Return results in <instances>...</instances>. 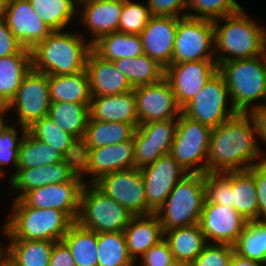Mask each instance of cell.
I'll list each match as a JSON object with an SVG mask.
<instances>
[{"label": "cell", "instance_id": "6da1fadb", "mask_svg": "<svg viewBox=\"0 0 266 266\" xmlns=\"http://www.w3.org/2000/svg\"><path fill=\"white\" fill-rule=\"evenodd\" d=\"M261 149L252 118L239 113L212 128L206 172L249 169L265 157Z\"/></svg>", "mask_w": 266, "mask_h": 266}, {"label": "cell", "instance_id": "7a4b0ae2", "mask_svg": "<svg viewBox=\"0 0 266 266\" xmlns=\"http://www.w3.org/2000/svg\"><path fill=\"white\" fill-rule=\"evenodd\" d=\"M83 33L52 31L31 50L32 69L47 75H72L86 70L92 44Z\"/></svg>", "mask_w": 266, "mask_h": 266}, {"label": "cell", "instance_id": "3957f363", "mask_svg": "<svg viewBox=\"0 0 266 266\" xmlns=\"http://www.w3.org/2000/svg\"><path fill=\"white\" fill-rule=\"evenodd\" d=\"M213 23L217 65L264 54L266 27L257 23L256 18L253 20L250 14L244 11V7Z\"/></svg>", "mask_w": 266, "mask_h": 266}, {"label": "cell", "instance_id": "277c9868", "mask_svg": "<svg viewBox=\"0 0 266 266\" xmlns=\"http://www.w3.org/2000/svg\"><path fill=\"white\" fill-rule=\"evenodd\" d=\"M10 206L12 209L0 229L6 240L61 241L74 223L58 209L30 207L21 199L11 200Z\"/></svg>", "mask_w": 266, "mask_h": 266}, {"label": "cell", "instance_id": "5b68a950", "mask_svg": "<svg viewBox=\"0 0 266 266\" xmlns=\"http://www.w3.org/2000/svg\"><path fill=\"white\" fill-rule=\"evenodd\" d=\"M218 73L224 78L231 101L238 113L248 114L252 109L266 103L264 54L219 63Z\"/></svg>", "mask_w": 266, "mask_h": 266}, {"label": "cell", "instance_id": "8992f818", "mask_svg": "<svg viewBox=\"0 0 266 266\" xmlns=\"http://www.w3.org/2000/svg\"><path fill=\"white\" fill-rule=\"evenodd\" d=\"M205 200L204 173L186 174L155 213L163 232L198 224Z\"/></svg>", "mask_w": 266, "mask_h": 266}, {"label": "cell", "instance_id": "52a82bcc", "mask_svg": "<svg viewBox=\"0 0 266 266\" xmlns=\"http://www.w3.org/2000/svg\"><path fill=\"white\" fill-rule=\"evenodd\" d=\"M133 215L94 183H85L77 223L96 233L123 232Z\"/></svg>", "mask_w": 266, "mask_h": 266}, {"label": "cell", "instance_id": "ba28073f", "mask_svg": "<svg viewBox=\"0 0 266 266\" xmlns=\"http://www.w3.org/2000/svg\"><path fill=\"white\" fill-rule=\"evenodd\" d=\"M212 128L183 113L178 117L171 156L187 173H205Z\"/></svg>", "mask_w": 266, "mask_h": 266}, {"label": "cell", "instance_id": "9c48e42d", "mask_svg": "<svg viewBox=\"0 0 266 266\" xmlns=\"http://www.w3.org/2000/svg\"><path fill=\"white\" fill-rule=\"evenodd\" d=\"M182 113L211 128L239 114L233 106L225 80L218 72L182 108Z\"/></svg>", "mask_w": 266, "mask_h": 266}, {"label": "cell", "instance_id": "30bf717a", "mask_svg": "<svg viewBox=\"0 0 266 266\" xmlns=\"http://www.w3.org/2000/svg\"><path fill=\"white\" fill-rule=\"evenodd\" d=\"M201 60H216L213 21L178 17L172 64Z\"/></svg>", "mask_w": 266, "mask_h": 266}, {"label": "cell", "instance_id": "8fae6325", "mask_svg": "<svg viewBox=\"0 0 266 266\" xmlns=\"http://www.w3.org/2000/svg\"><path fill=\"white\" fill-rule=\"evenodd\" d=\"M50 104L48 75L31 68L23 77L7 111L16 113L17 121L13 120V123L28 129L36 121L48 116Z\"/></svg>", "mask_w": 266, "mask_h": 266}, {"label": "cell", "instance_id": "7c38bea8", "mask_svg": "<svg viewBox=\"0 0 266 266\" xmlns=\"http://www.w3.org/2000/svg\"><path fill=\"white\" fill-rule=\"evenodd\" d=\"M80 152V174L84 183H94L105 174L134 167L133 138L111 146L80 148Z\"/></svg>", "mask_w": 266, "mask_h": 266}, {"label": "cell", "instance_id": "4fadbf2b", "mask_svg": "<svg viewBox=\"0 0 266 266\" xmlns=\"http://www.w3.org/2000/svg\"><path fill=\"white\" fill-rule=\"evenodd\" d=\"M94 184L131 215H146V193L140 169L133 167L105 174Z\"/></svg>", "mask_w": 266, "mask_h": 266}, {"label": "cell", "instance_id": "5bb4252c", "mask_svg": "<svg viewBox=\"0 0 266 266\" xmlns=\"http://www.w3.org/2000/svg\"><path fill=\"white\" fill-rule=\"evenodd\" d=\"M178 119L151 121L135 129L134 167L142 169L168 154L174 140Z\"/></svg>", "mask_w": 266, "mask_h": 266}, {"label": "cell", "instance_id": "9a60e30c", "mask_svg": "<svg viewBox=\"0 0 266 266\" xmlns=\"http://www.w3.org/2000/svg\"><path fill=\"white\" fill-rule=\"evenodd\" d=\"M140 171L146 193V215L156 213L175 185L188 174L170 153Z\"/></svg>", "mask_w": 266, "mask_h": 266}, {"label": "cell", "instance_id": "2e32d148", "mask_svg": "<svg viewBox=\"0 0 266 266\" xmlns=\"http://www.w3.org/2000/svg\"><path fill=\"white\" fill-rule=\"evenodd\" d=\"M81 159H64L58 163L35 168L17 169L9 180L10 200L21 199L28 191L48 185L71 182L80 173ZM15 192L13 194L12 192ZM14 198V199H13Z\"/></svg>", "mask_w": 266, "mask_h": 266}, {"label": "cell", "instance_id": "e0dca14e", "mask_svg": "<svg viewBox=\"0 0 266 266\" xmlns=\"http://www.w3.org/2000/svg\"><path fill=\"white\" fill-rule=\"evenodd\" d=\"M133 91L138 125L151 121L178 119L182 113V108L165 78L154 84L134 87Z\"/></svg>", "mask_w": 266, "mask_h": 266}, {"label": "cell", "instance_id": "ac0fdd59", "mask_svg": "<svg viewBox=\"0 0 266 266\" xmlns=\"http://www.w3.org/2000/svg\"><path fill=\"white\" fill-rule=\"evenodd\" d=\"M217 72L216 60L186 61L166 67L164 78L183 108Z\"/></svg>", "mask_w": 266, "mask_h": 266}, {"label": "cell", "instance_id": "d6986e66", "mask_svg": "<svg viewBox=\"0 0 266 266\" xmlns=\"http://www.w3.org/2000/svg\"><path fill=\"white\" fill-rule=\"evenodd\" d=\"M84 184L79 173L71 182L48 184L28 191L21 200L30 207L58 209L73 222H76L79 216L80 196Z\"/></svg>", "mask_w": 266, "mask_h": 266}, {"label": "cell", "instance_id": "ffe728a7", "mask_svg": "<svg viewBox=\"0 0 266 266\" xmlns=\"http://www.w3.org/2000/svg\"><path fill=\"white\" fill-rule=\"evenodd\" d=\"M246 223L234 207L205 200L199 224L207 243L234 246Z\"/></svg>", "mask_w": 266, "mask_h": 266}, {"label": "cell", "instance_id": "44dd1931", "mask_svg": "<svg viewBox=\"0 0 266 266\" xmlns=\"http://www.w3.org/2000/svg\"><path fill=\"white\" fill-rule=\"evenodd\" d=\"M123 0H79L77 17L89 31L93 44L101 36L118 31Z\"/></svg>", "mask_w": 266, "mask_h": 266}, {"label": "cell", "instance_id": "7402d4cb", "mask_svg": "<svg viewBox=\"0 0 266 266\" xmlns=\"http://www.w3.org/2000/svg\"><path fill=\"white\" fill-rule=\"evenodd\" d=\"M4 22L19 43L29 50L52 32L36 14L29 0H9Z\"/></svg>", "mask_w": 266, "mask_h": 266}, {"label": "cell", "instance_id": "603a6c76", "mask_svg": "<svg viewBox=\"0 0 266 266\" xmlns=\"http://www.w3.org/2000/svg\"><path fill=\"white\" fill-rule=\"evenodd\" d=\"M178 17L151 15L140 33L144 53L166 68L172 64V56Z\"/></svg>", "mask_w": 266, "mask_h": 266}, {"label": "cell", "instance_id": "cb8c5ba5", "mask_svg": "<svg viewBox=\"0 0 266 266\" xmlns=\"http://www.w3.org/2000/svg\"><path fill=\"white\" fill-rule=\"evenodd\" d=\"M86 70L92 97L122 94L134 89L113 61L101 58L93 50L88 55Z\"/></svg>", "mask_w": 266, "mask_h": 266}, {"label": "cell", "instance_id": "d4e9b609", "mask_svg": "<svg viewBox=\"0 0 266 266\" xmlns=\"http://www.w3.org/2000/svg\"><path fill=\"white\" fill-rule=\"evenodd\" d=\"M89 115L91 120L129 123L137 128L138 115L134 91L93 96L89 105Z\"/></svg>", "mask_w": 266, "mask_h": 266}, {"label": "cell", "instance_id": "484cf974", "mask_svg": "<svg viewBox=\"0 0 266 266\" xmlns=\"http://www.w3.org/2000/svg\"><path fill=\"white\" fill-rule=\"evenodd\" d=\"M129 256L136 263L142 255L164 238V232L155 213L133 216L123 231Z\"/></svg>", "mask_w": 266, "mask_h": 266}, {"label": "cell", "instance_id": "4316f807", "mask_svg": "<svg viewBox=\"0 0 266 266\" xmlns=\"http://www.w3.org/2000/svg\"><path fill=\"white\" fill-rule=\"evenodd\" d=\"M31 50L0 58V104L7 107L15 97L23 77L31 70Z\"/></svg>", "mask_w": 266, "mask_h": 266}, {"label": "cell", "instance_id": "83f0119b", "mask_svg": "<svg viewBox=\"0 0 266 266\" xmlns=\"http://www.w3.org/2000/svg\"><path fill=\"white\" fill-rule=\"evenodd\" d=\"M51 102L90 104V84L87 70L72 75H48Z\"/></svg>", "mask_w": 266, "mask_h": 266}, {"label": "cell", "instance_id": "f1b7e54d", "mask_svg": "<svg viewBox=\"0 0 266 266\" xmlns=\"http://www.w3.org/2000/svg\"><path fill=\"white\" fill-rule=\"evenodd\" d=\"M27 131L36 139L51 146L66 159H81L80 142L63 131L48 116L36 121Z\"/></svg>", "mask_w": 266, "mask_h": 266}, {"label": "cell", "instance_id": "f546056e", "mask_svg": "<svg viewBox=\"0 0 266 266\" xmlns=\"http://www.w3.org/2000/svg\"><path fill=\"white\" fill-rule=\"evenodd\" d=\"M135 127L129 123L96 121L89 118L80 148L111 146L130 140Z\"/></svg>", "mask_w": 266, "mask_h": 266}, {"label": "cell", "instance_id": "4dcf8cb0", "mask_svg": "<svg viewBox=\"0 0 266 266\" xmlns=\"http://www.w3.org/2000/svg\"><path fill=\"white\" fill-rule=\"evenodd\" d=\"M92 50L109 61L131 59L144 54L140 34H126L119 31L101 36L92 44Z\"/></svg>", "mask_w": 266, "mask_h": 266}, {"label": "cell", "instance_id": "1f68e13d", "mask_svg": "<svg viewBox=\"0 0 266 266\" xmlns=\"http://www.w3.org/2000/svg\"><path fill=\"white\" fill-rule=\"evenodd\" d=\"M164 239L177 261L193 263L208 244L200 224L175 228L164 232Z\"/></svg>", "mask_w": 266, "mask_h": 266}, {"label": "cell", "instance_id": "d6a6232c", "mask_svg": "<svg viewBox=\"0 0 266 266\" xmlns=\"http://www.w3.org/2000/svg\"><path fill=\"white\" fill-rule=\"evenodd\" d=\"M232 207L246 220H258V198L254 172L232 171Z\"/></svg>", "mask_w": 266, "mask_h": 266}, {"label": "cell", "instance_id": "836d02e7", "mask_svg": "<svg viewBox=\"0 0 266 266\" xmlns=\"http://www.w3.org/2000/svg\"><path fill=\"white\" fill-rule=\"evenodd\" d=\"M5 242L1 243V249L18 266H49L54 242L45 240H5Z\"/></svg>", "mask_w": 266, "mask_h": 266}, {"label": "cell", "instance_id": "e575fe53", "mask_svg": "<svg viewBox=\"0 0 266 266\" xmlns=\"http://www.w3.org/2000/svg\"><path fill=\"white\" fill-rule=\"evenodd\" d=\"M89 105L70 102H51L48 117L63 131L71 134L81 142L90 118Z\"/></svg>", "mask_w": 266, "mask_h": 266}, {"label": "cell", "instance_id": "d590c367", "mask_svg": "<svg viewBox=\"0 0 266 266\" xmlns=\"http://www.w3.org/2000/svg\"><path fill=\"white\" fill-rule=\"evenodd\" d=\"M113 63L126 76L133 88L154 84L164 78L165 68L145 53L131 59L114 60Z\"/></svg>", "mask_w": 266, "mask_h": 266}, {"label": "cell", "instance_id": "8d00e7d4", "mask_svg": "<svg viewBox=\"0 0 266 266\" xmlns=\"http://www.w3.org/2000/svg\"><path fill=\"white\" fill-rule=\"evenodd\" d=\"M62 241L69 248L76 266H98L97 233L74 222Z\"/></svg>", "mask_w": 266, "mask_h": 266}, {"label": "cell", "instance_id": "74e56055", "mask_svg": "<svg viewBox=\"0 0 266 266\" xmlns=\"http://www.w3.org/2000/svg\"><path fill=\"white\" fill-rule=\"evenodd\" d=\"M40 19L52 31L65 30L77 20V0H29ZM76 18V19H75Z\"/></svg>", "mask_w": 266, "mask_h": 266}, {"label": "cell", "instance_id": "f35d334b", "mask_svg": "<svg viewBox=\"0 0 266 266\" xmlns=\"http://www.w3.org/2000/svg\"><path fill=\"white\" fill-rule=\"evenodd\" d=\"M65 157L45 142L36 139L28 131L18 150L17 169L35 168L63 161Z\"/></svg>", "mask_w": 266, "mask_h": 266}, {"label": "cell", "instance_id": "ab89813d", "mask_svg": "<svg viewBox=\"0 0 266 266\" xmlns=\"http://www.w3.org/2000/svg\"><path fill=\"white\" fill-rule=\"evenodd\" d=\"M234 250L244 258L266 265V219L247 221Z\"/></svg>", "mask_w": 266, "mask_h": 266}, {"label": "cell", "instance_id": "60d3db41", "mask_svg": "<svg viewBox=\"0 0 266 266\" xmlns=\"http://www.w3.org/2000/svg\"><path fill=\"white\" fill-rule=\"evenodd\" d=\"M98 266H135L123 232L97 233Z\"/></svg>", "mask_w": 266, "mask_h": 266}, {"label": "cell", "instance_id": "b9f144b4", "mask_svg": "<svg viewBox=\"0 0 266 266\" xmlns=\"http://www.w3.org/2000/svg\"><path fill=\"white\" fill-rule=\"evenodd\" d=\"M7 122L5 126L0 130V178L8 173L7 166L13 167L11 175L8 176L11 179L17 173L18 167V150L21 140L27 129L20 126L17 129V124L11 125ZM19 130V131H18ZM20 136H19V135ZM6 166V167H5Z\"/></svg>", "mask_w": 266, "mask_h": 266}, {"label": "cell", "instance_id": "7bdbcfd3", "mask_svg": "<svg viewBox=\"0 0 266 266\" xmlns=\"http://www.w3.org/2000/svg\"><path fill=\"white\" fill-rule=\"evenodd\" d=\"M241 7L237 0H186V16L216 21L236 13Z\"/></svg>", "mask_w": 266, "mask_h": 266}, {"label": "cell", "instance_id": "ee69618b", "mask_svg": "<svg viewBox=\"0 0 266 266\" xmlns=\"http://www.w3.org/2000/svg\"><path fill=\"white\" fill-rule=\"evenodd\" d=\"M151 14L147 2L123 0L118 31L126 34H140L146 27Z\"/></svg>", "mask_w": 266, "mask_h": 266}, {"label": "cell", "instance_id": "f6af8a7d", "mask_svg": "<svg viewBox=\"0 0 266 266\" xmlns=\"http://www.w3.org/2000/svg\"><path fill=\"white\" fill-rule=\"evenodd\" d=\"M204 184L208 202L232 207V171L205 172Z\"/></svg>", "mask_w": 266, "mask_h": 266}, {"label": "cell", "instance_id": "bcb514c9", "mask_svg": "<svg viewBox=\"0 0 266 266\" xmlns=\"http://www.w3.org/2000/svg\"><path fill=\"white\" fill-rule=\"evenodd\" d=\"M234 252V246L208 243L192 264L193 266H230Z\"/></svg>", "mask_w": 266, "mask_h": 266}, {"label": "cell", "instance_id": "7dc6e473", "mask_svg": "<svg viewBox=\"0 0 266 266\" xmlns=\"http://www.w3.org/2000/svg\"><path fill=\"white\" fill-rule=\"evenodd\" d=\"M174 260L171 249L163 238L148 249L135 263V266H170Z\"/></svg>", "mask_w": 266, "mask_h": 266}, {"label": "cell", "instance_id": "c3c4849f", "mask_svg": "<svg viewBox=\"0 0 266 266\" xmlns=\"http://www.w3.org/2000/svg\"><path fill=\"white\" fill-rule=\"evenodd\" d=\"M151 15L185 17L186 0H146Z\"/></svg>", "mask_w": 266, "mask_h": 266}, {"label": "cell", "instance_id": "681fc988", "mask_svg": "<svg viewBox=\"0 0 266 266\" xmlns=\"http://www.w3.org/2000/svg\"><path fill=\"white\" fill-rule=\"evenodd\" d=\"M250 169L254 172L256 181L258 220L266 219V157L257 161Z\"/></svg>", "mask_w": 266, "mask_h": 266}, {"label": "cell", "instance_id": "f907efd6", "mask_svg": "<svg viewBox=\"0 0 266 266\" xmlns=\"http://www.w3.org/2000/svg\"><path fill=\"white\" fill-rule=\"evenodd\" d=\"M24 47L4 21L0 22V58L19 53Z\"/></svg>", "mask_w": 266, "mask_h": 266}, {"label": "cell", "instance_id": "816d5d0a", "mask_svg": "<svg viewBox=\"0 0 266 266\" xmlns=\"http://www.w3.org/2000/svg\"><path fill=\"white\" fill-rule=\"evenodd\" d=\"M49 266H76L69 248L62 240L54 242Z\"/></svg>", "mask_w": 266, "mask_h": 266}, {"label": "cell", "instance_id": "f5cc1de1", "mask_svg": "<svg viewBox=\"0 0 266 266\" xmlns=\"http://www.w3.org/2000/svg\"><path fill=\"white\" fill-rule=\"evenodd\" d=\"M248 115L252 118L259 143L266 146V103L252 109ZM262 141V142H261ZM266 157V151L263 152Z\"/></svg>", "mask_w": 266, "mask_h": 266}, {"label": "cell", "instance_id": "db71d44e", "mask_svg": "<svg viewBox=\"0 0 266 266\" xmlns=\"http://www.w3.org/2000/svg\"><path fill=\"white\" fill-rule=\"evenodd\" d=\"M230 266H266V265L257 261H253L248 258H244L234 252L230 261Z\"/></svg>", "mask_w": 266, "mask_h": 266}, {"label": "cell", "instance_id": "11a10c76", "mask_svg": "<svg viewBox=\"0 0 266 266\" xmlns=\"http://www.w3.org/2000/svg\"><path fill=\"white\" fill-rule=\"evenodd\" d=\"M0 266H18L2 249H0Z\"/></svg>", "mask_w": 266, "mask_h": 266}, {"label": "cell", "instance_id": "9f6ffc18", "mask_svg": "<svg viewBox=\"0 0 266 266\" xmlns=\"http://www.w3.org/2000/svg\"><path fill=\"white\" fill-rule=\"evenodd\" d=\"M10 114V112L8 113V111H7V107H5V106H2L1 108H0V130L5 126V124L7 123V122H9L8 120H7V116Z\"/></svg>", "mask_w": 266, "mask_h": 266}, {"label": "cell", "instance_id": "6f0895ef", "mask_svg": "<svg viewBox=\"0 0 266 266\" xmlns=\"http://www.w3.org/2000/svg\"><path fill=\"white\" fill-rule=\"evenodd\" d=\"M9 0H0V22L5 21Z\"/></svg>", "mask_w": 266, "mask_h": 266}, {"label": "cell", "instance_id": "680465c9", "mask_svg": "<svg viewBox=\"0 0 266 266\" xmlns=\"http://www.w3.org/2000/svg\"><path fill=\"white\" fill-rule=\"evenodd\" d=\"M170 266H193L190 262L174 260Z\"/></svg>", "mask_w": 266, "mask_h": 266}, {"label": "cell", "instance_id": "91938a15", "mask_svg": "<svg viewBox=\"0 0 266 266\" xmlns=\"http://www.w3.org/2000/svg\"><path fill=\"white\" fill-rule=\"evenodd\" d=\"M264 55H265V58H266V41H265V45H264Z\"/></svg>", "mask_w": 266, "mask_h": 266}]
</instances>
